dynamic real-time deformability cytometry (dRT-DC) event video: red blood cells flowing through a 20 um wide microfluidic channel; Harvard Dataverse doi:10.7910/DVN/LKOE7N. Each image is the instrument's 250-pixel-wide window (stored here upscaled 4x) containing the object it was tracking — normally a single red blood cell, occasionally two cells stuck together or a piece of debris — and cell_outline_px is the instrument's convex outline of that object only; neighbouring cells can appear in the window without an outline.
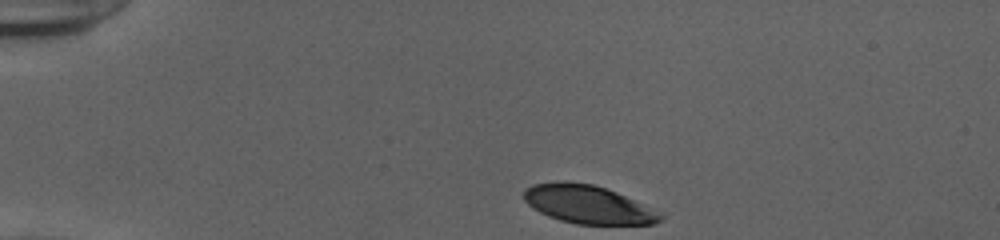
{"species": "human", "species_latin": "Homo sapiens", "temperature_condition": "cold", "stored_images_in_passage": 35, "camera_frame_rate_fps": 3000, "um_per_image_px": 0.085, "donor": {"sex": "female"}, "frame": {"image": 1, "passage_image": 1, "time_ms": 0.0, "image_size_px": [1000, 240], "cell_outline_px": [[664, 216], [660, 220], [652, 224], [576, 224], [560, 220], [548, 216], [532, 208], [524, 200], [524, 188], [532, 184], [556, 180], [568, 180], [592, 184], [616, 192], [664, 212]], "centroid_in_image_um": [49.97, 17.36], "position_along_channel_um": 35.0, "area_um2": 30.87}}
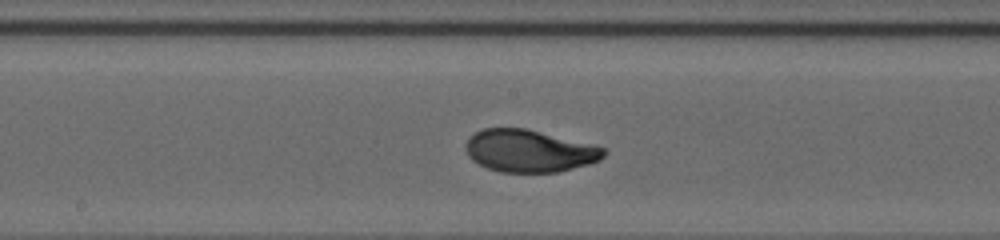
{"frame": {"image": 2, "passage_image": 19, "time_ms": 6.0, "image_size_px": [1000, 240], "cell_outline_px": [[608, 152], [600, 160], [588, 164], [560, 172], [500, 172], [488, 168], [472, 160], [468, 156], [464, 148], [464, 144], [476, 132], [484, 128], [524, 128], [604, 148]], "centroid_in_image_um": [44.96, 12.84], "position_along_channel_um": 203.2, "area_um2": 33.7}}
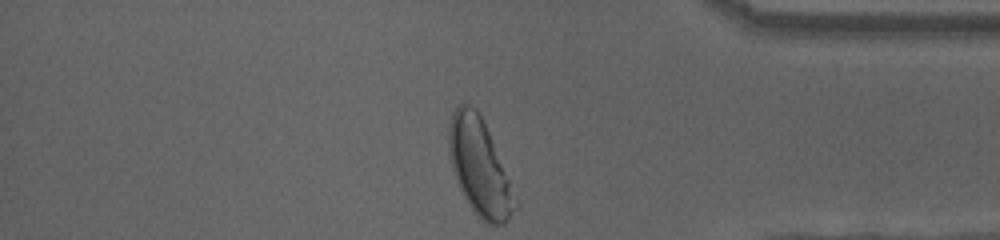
{"frame": {"image": 3, "passage_image": 35, "time_ms": 11.333, "image_size_px": [1000, 240], "cell_outline_px": [[520, 204], [504, 224], [488, 224], [472, 208], [464, 196], [460, 188], [452, 168], [448, 152], [448, 128], [452, 112], [460, 104], [468, 104], [476, 108], [488, 132]], "centroid_in_image_um": [40.76, 14.21], "position_along_channel_um": 394.4, "area_um2": 36.65}, "authors_computed_cell_mechanics": {"area_um2": 34.0442, "velocity_mm_per_s": 3.8783, "shape_relaxation_time_tau1_ms": 3.1397, "shape_relaxation_time_tau2_ms": null, "deformation_change_tau1": 0.1647, "deformation_change_tau2": null}}